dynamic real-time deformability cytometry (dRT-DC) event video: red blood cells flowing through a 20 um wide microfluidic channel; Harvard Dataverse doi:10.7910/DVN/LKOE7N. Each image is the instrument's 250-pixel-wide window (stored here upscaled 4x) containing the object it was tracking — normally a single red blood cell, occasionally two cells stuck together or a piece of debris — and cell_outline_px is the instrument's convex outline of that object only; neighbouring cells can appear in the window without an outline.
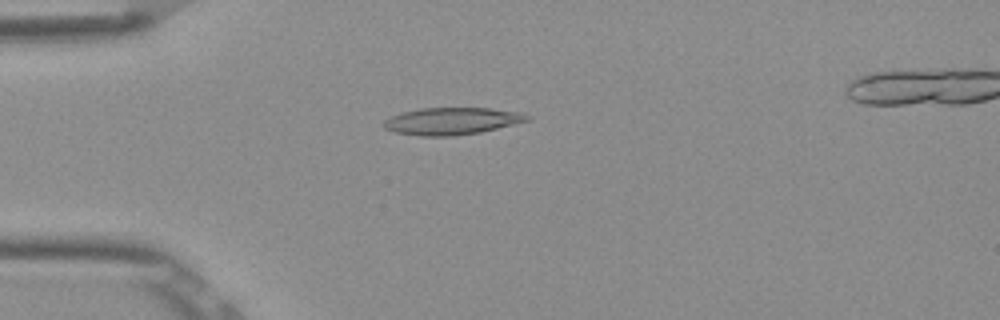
{"species": "Egyptian fruit bat (a non-hibernating species)", "species_latin": "Rousettus aegyptiacus", "temperature_condition": "room temperature", "stored_images_in_passage": 5, "camera_frame_rate_fps": 3000, "um_per_image_px": 0.085, "frame": {"image": 1, "passage_image": 4, "time_ms": 1.0, "image_size_px": [1000, 320], "cell_outline_px": [[528, 120], [480, 132], [452, 136], [420, 136], [396, 132], [384, 128], [380, 124], [384, 120], [392, 116], [404, 112], [420, 108], [488, 108], [520, 112], [528, 116]], "centroid_in_image_um": [38.33, 10.29], "position_along_channel_um": 46.7, "area_um2": 22.37}}